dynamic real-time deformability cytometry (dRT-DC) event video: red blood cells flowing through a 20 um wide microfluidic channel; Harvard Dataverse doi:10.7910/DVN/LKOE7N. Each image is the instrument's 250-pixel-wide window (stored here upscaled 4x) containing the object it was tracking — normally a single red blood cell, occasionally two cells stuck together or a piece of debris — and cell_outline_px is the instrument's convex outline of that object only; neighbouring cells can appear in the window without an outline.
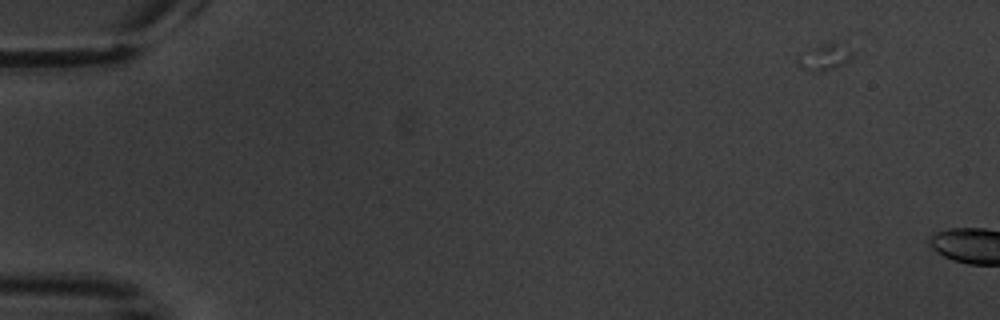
{"species": "common noctule bat (a hibernating species)", "species_latin": "Nyctalus noctula", "temperature_condition": "warm", "stored_images_in_passage": 2, "camera_frame_rate_fps": 3000, "um_per_image_px": 0.085, "animal": {"sex": "male", "body_mass_g": 20.1, "forearm_length_mm": 53.5}, "frame": {"image": 1, "passage_image": 1, "time_ms": 0.0, "image_size_px": [1000, 320], "cell_outline_px": [[868, 32], [852, 56], [844, 64], [820, 72], [812, 72], [804, 68], [796, 60], [796, 56], [816, 44], [860, 32]], "centroid_in_image_um": [70.59, 4.5], "position_along_channel_um": 14.4, "area_um2": 11.1}}